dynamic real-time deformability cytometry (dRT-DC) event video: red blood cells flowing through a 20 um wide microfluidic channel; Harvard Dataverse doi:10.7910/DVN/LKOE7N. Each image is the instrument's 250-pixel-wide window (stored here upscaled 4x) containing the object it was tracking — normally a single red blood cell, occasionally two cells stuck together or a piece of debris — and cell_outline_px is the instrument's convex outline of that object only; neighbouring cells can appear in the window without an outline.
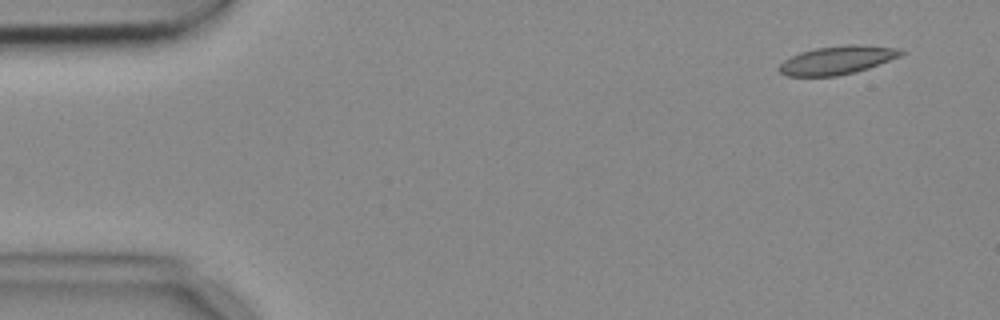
{"species": "common noctule bat (a hibernating species)", "species_latin": "Nyctalus noctula", "temperature_condition": "cold", "stored_images_in_passage": 4, "camera_frame_rate_fps": 3000, "um_per_image_px": 0.085, "animal": {"sex": "female", "body_mass_g": 18.4}, "frame": {"image": 1, "passage_image": 1, "time_ms": 0.0, "image_size_px": [1000, 320], "cell_outline_px": [[908, 52], [900, 56], [868, 68], [856, 72], [836, 76], [784, 76], [776, 68], [784, 60], [800, 52], [816, 48], [844, 44], [856, 44], [900, 48]], "centroid_in_image_um": [71.17, 5.1], "position_along_channel_um": 13.8, "area_um2": 20.35}}
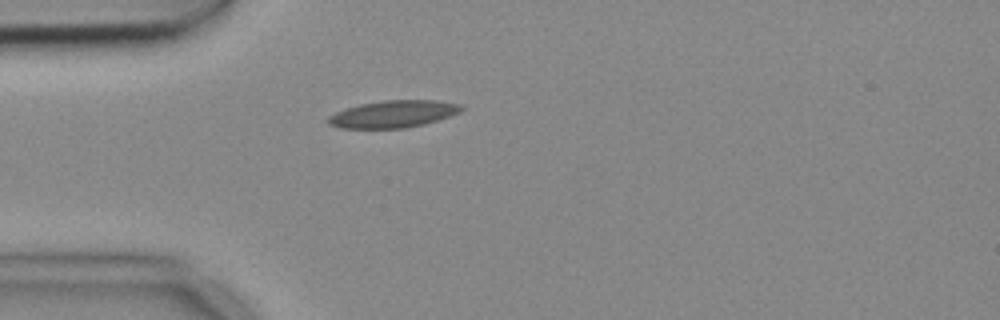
{"frame": {"image": 2, "passage_image": 4, "time_ms": 1.0, "image_size_px": [1000, 320], "cell_outline_px": [[464, 108], [460, 112], [424, 124], [404, 128], [340, 128], [328, 124], [324, 120], [328, 116], [344, 108], [360, 104], [384, 100], [436, 100], [460, 104]], "centroid_in_image_um": [33.37, 9.69], "position_along_channel_um": 51.6, "area_um2": 21.1}}